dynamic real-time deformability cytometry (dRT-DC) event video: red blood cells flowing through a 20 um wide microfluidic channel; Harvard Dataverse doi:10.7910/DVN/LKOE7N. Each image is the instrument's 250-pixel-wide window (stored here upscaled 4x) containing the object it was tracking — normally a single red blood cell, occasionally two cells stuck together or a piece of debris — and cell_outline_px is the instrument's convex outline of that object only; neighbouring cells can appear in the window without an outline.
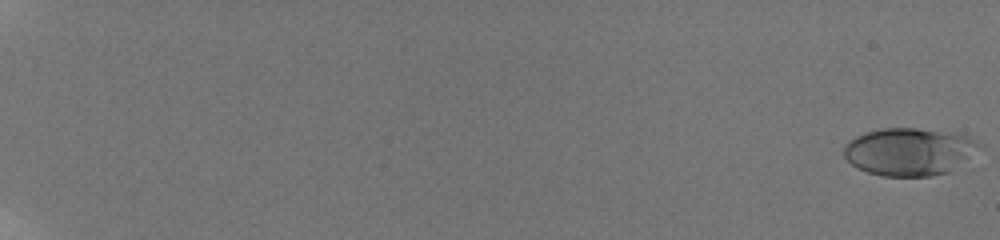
{"species": "human", "species_latin": "Homo sapiens", "temperature_condition": "room temperature", "stored_images_in_passage": 59, "camera_frame_rate_fps": 3000, "um_per_image_px": 0.085, "donor": {"sex": "male"}, "frame": {"image": 1, "passage_image": 1, "time_ms": 0.0, "image_size_px": [1000, 240], "cell_outline_px": [[980, 144], [948, 172], [932, 176], [880, 176], [868, 172], [852, 164], [844, 156], [844, 144], [848, 140], [856, 136], [880, 128], [916, 128], [968, 136]], "centroid_in_image_um": [77.16, 12.89], "position_along_channel_um": 7.8, "area_um2": 36.53}}
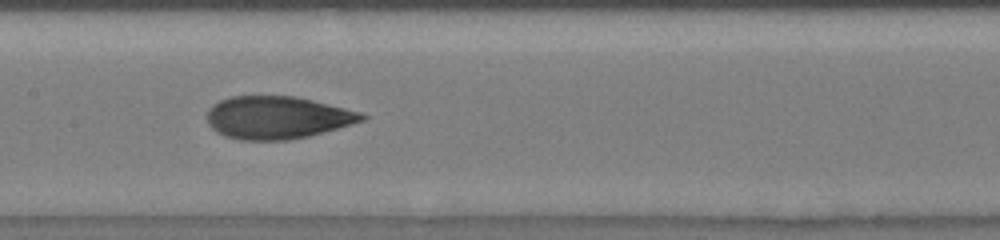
{"frame": {"image": 2, "passage_image": 35, "time_ms": 11.333, "image_size_px": [1000, 240], "cell_outline_px": [[368, 116], [364, 120], [308, 136], [288, 140], [240, 140], [224, 136], [216, 132], [208, 124], [208, 108], [212, 104], [220, 100], [232, 96], [292, 96], [312, 100], [360, 112]], "centroid_in_image_um": [23.51, 9.99], "position_along_channel_um": 183.9, "area_um2": 38.21}}
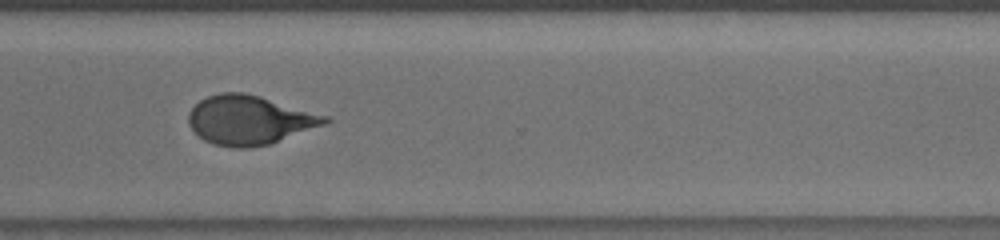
{"frame": {"image": 3, "passage_image": 48, "time_ms": 15.667, "image_size_px": [1000, 240], "cell_outline_px": [[332, 120], [324, 124], [268, 144], [248, 148], [236, 148], [212, 144], [204, 140], [188, 124], [188, 112], [200, 100], [208, 96], [220, 92], [244, 92], [260, 96], [328, 116]], "centroid_in_image_um": [21.17, 10.19], "position_along_channel_um": 349.4, "area_um2": 38.67}, "authors_computed_cell_mechanics": {"area_um2": 36.992, "velocity_mm_per_s": 3.8298, "shape_relaxation_time_tau1_ms": 5.2937, "shape_relaxation_time_tau2_ms": 1.1821, "deformation_change_tau1": 0.1904, "deformation_change_tau2": 0.0764}}